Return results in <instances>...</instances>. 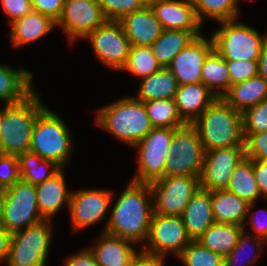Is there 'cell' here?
<instances>
[{
  "instance_id": "obj_35",
  "label": "cell",
  "mask_w": 267,
  "mask_h": 266,
  "mask_svg": "<svg viewBox=\"0 0 267 266\" xmlns=\"http://www.w3.org/2000/svg\"><path fill=\"white\" fill-rule=\"evenodd\" d=\"M161 68L150 46L131 45L126 65L122 70H128L135 76L144 78Z\"/></svg>"
},
{
  "instance_id": "obj_21",
  "label": "cell",
  "mask_w": 267,
  "mask_h": 266,
  "mask_svg": "<svg viewBox=\"0 0 267 266\" xmlns=\"http://www.w3.org/2000/svg\"><path fill=\"white\" fill-rule=\"evenodd\" d=\"M188 236L197 240L214 222L211 191L199 188L181 215Z\"/></svg>"
},
{
  "instance_id": "obj_30",
  "label": "cell",
  "mask_w": 267,
  "mask_h": 266,
  "mask_svg": "<svg viewBox=\"0 0 267 266\" xmlns=\"http://www.w3.org/2000/svg\"><path fill=\"white\" fill-rule=\"evenodd\" d=\"M196 35L190 31L164 29L162 34L150 46L157 62L167 68L173 58L183 50Z\"/></svg>"
},
{
  "instance_id": "obj_36",
  "label": "cell",
  "mask_w": 267,
  "mask_h": 266,
  "mask_svg": "<svg viewBox=\"0 0 267 266\" xmlns=\"http://www.w3.org/2000/svg\"><path fill=\"white\" fill-rule=\"evenodd\" d=\"M198 20L203 24L204 16L221 21L237 17L238 0H192Z\"/></svg>"
},
{
  "instance_id": "obj_31",
  "label": "cell",
  "mask_w": 267,
  "mask_h": 266,
  "mask_svg": "<svg viewBox=\"0 0 267 266\" xmlns=\"http://www.w3.org/2000/svg\"><path fill=\"white\" fill-rule=\"evenodd\" d=\"M201 77L202 83L218 98H222L230 89L231 80L226 61L215 49L205 58Z\"/></svg>"
},
{
  "instance_id": "obj_53",
  "label": "cell",
  "mask_w": 267,
  "mask_h": 266,
  "mask_svg": "<svg viewBox=\"0 0 267 266\" xmlns=\"http://www.w3.org/2000/svg\"><path fill=\"white\" fill-rule=\"evenodd\" d=\"M2 124H3V109L0 110V134L2 132Z\"/></svg>"
},
{
  "instance_id": "obj_3",
  "label": "cell",
  "mask_w": 267,
  "mask_h": 266,
  "mask_svg": "<svg viewBox=\"0 0 267 266\" xmlns=\"http://www.w3.org/2000/svg\"><path fill=\"white\" fill-rule=\"evenodd\" d=\"M96 124L131 146L154 128L144 102L133 97H125L102 107L97 113Z\"/></svg>"
},
{
  "instance_id": "obj_2",
  "label": "cell",
  "mask_w": 267,
  "mask_h": 266,
  "mask_svg": "<svg viewBox=\"0 0 267 266\" xmlns=\"http://www.w3.org/2000/svg\"><path fill=\"white\" fill-rule=\"evenodd\" d=\"M204 151L245 146L243 115L217 98L193 123Z\"/></svg>"
},
{
  "instance_id": "obj_33",
  "label": "cell",
  "mask_w": 267,
  "mask_h": 266,
  "mask_svg": "<svg viewBox=\"0 0 267 266\" xmlns=\"http://www.w3.org/2000/svg\"><path fill=\"white\" fill-rule=\"evenodd\" d=\"M225 190L237 195L249 204L255 203L261 194L253 171V159L245 157L236 166Z\"/></svg>"
},
{
  "instance_id": "obj_54",
  "label": "cell",
  "mask_w": 267,
  "mask_h": 266,
  "mask_svg": "<svg viewBox=\"0 0 267 266\" xmlns=\"http://www.w3.org/2000/svg\"><path fill=\"white\" fill-rule=\"evenodd\" d=\"M0 154H3L1 141H0Z\"/></svg>"
},
{
  "instance_id": "obj_44",
  "label": "cell",
  "mask_w": 267,
  "mask_h": 266,
  "mask_svg": "<svg viewBox=\"0 0 267 266\" xmlns=\"http://www.w3.org/2000/svg\"><path fill=\"white\" fill-rule=\"evenodd\" d=\"M64 3L65 0H35L32 9L50 17L57 23L61 17Z\"/></svg>"
},
{
  "instance_id": "obj_52",
  "label": "cell",
  "mask_w": 267,
  "mask_h": 266,
  "mask_svg": "<svg viewBox=\"0 0 267 266\" xmlns=\"http://www.w3.org/2000/svg\"><path fill=\"white\" fill-rule=\"evenodd\" d=\"M5 205H6V190L0 189V226L2 224Z\"/></svg>"
},
{
  "instance_id": "obj_24",
  "label": "cell",
  "mask_w": 267,
  "mask_h": 266,
  "mask_svg": "<svg viewBox=\"0 0 267 266\" xmlns=\"http://www.w3.org/2000/svg\"><path fill=\"white\" fill-rule=\"evenodd\" d=\"M211 203L215 222L236 224L244 227L247 213L254 203H247L227 190L211 191Z\"/></svg>"
},
{
  "instance_id": "obj_13",
  "label": "cell",
  "mask_w": 267,
  "mask_h": 266,
  "mask_svg": "<svg viewBox=\"0 0 267 266\" xmlns=\"http://www.w3.org/2000/svg\"><path fill=\"white\" fill-rule=\"evenodd\" d=\"M85 38L92 43L94 54L103 64L116 70L124 68L131 44L119 21L107 20Z\"/></svg>"
},
{
  "instance_id": "obj_26",
  "label": "cell",
  "mask_w": 267,
  "mask_h": 266,
  "mask_svg": "<svg viewBox=\"0 0 267 266\" xmlns=\"http://www.w3.org/2000/svg\"><path fill=\"white\" fill-rule=\"evenodd\" d=\"M222 98L243 114L249 108L267 99V82L260 75L252 77L244 82L231 85L229 91Z\"/></svg>"
},
{
  "instance_id": "obj_23",
  "label": "cell",
  "mask_w": 267,
  "mask_h": 266,
  "mask_svg": "<svg viewBox=\"0 0 267 266\" xmlns=\"http://www.w3.org/2000/svg\"><path fill=\"white\" fill-rule=\"evenodd\" d=\"M37 203L43 219H49L59 212L63 203L70 205L71 192L67 191L62 169L51 179L35 186Z\"/></svg>"
},
{
  "instance_id": "obj_20",
  "label": "cell",
  "mask_w": 267,
  "mask_h": 266,
  "mask_svg": "<svg viewBox=\"0 0 267 266\" xmlns=\"http://www.w3.org/2000/svg\"><path fill=\"white\" fill-rule=\"evenodd\" d=\"M99 243L89 249L99 266H132L140 256L132 242L105 231L101 233Z\"/></svg>"
},
{
  "instance_id": "obj_8",
  "label": "cell",
  "mask_w": 267,
  "mask_h": 266,
  "mask_svg": "<svg viewBox=\"0 0 267 266\" xmlns=\"http://www.w3.org/2000/svg\"><path fill=\"white\" fill-rule=\"evenodd\" d=\"M48 221V222H47ZM49 219L12 233L8 266H45L51 243Z\"/></svg>"
},
{
  "instance_id": "obj_25",
  "label": "cell",
  "mask_w": 267,
  "mask_h": 266,
  "mask_svg": "<svg viewBox=\"0 0 267 266\" xmlns=\"http://www.w3.org/2000/svg\"><path fill=\"white\" fill-rule=\"evenodd\" d=\"M56 26L50 17L32 10L27 15L11 23V41L19 47L37 41L48 34Z\"/></svg>"
},
{
  "instance_id": "obj_48",
  "label": "cell",
  "mask_w": 267,
  "mask_h": 266,
  "mask_svg": "<svg viewBox=\"0 0 267 266\" xmlns=\"http://www.w3.org/2000/svg\"><path fill=\"white\" fill-rule=\"evenodd\" d=\"M12 234L0 226V261H7Z\"/></svg>"
},
{
  "instance_id": "obj_22",
  "label": "cell",
  "mask_w": 267,
  "mask_h": 266,
  "mask_svg": "<svg viewBox=\"0 0 267 266\" xmlns=\"http://www.w3.org/2000/svg\"><path fill=\"white\" fill-rule=\"evenodd\" d=\"M218 97L203 83L178 85L174 101L179 115L192 124Z\"/></svg>"
},
{
  "instance_id": "obj_4",
  "label": "cell",
  "mask_w": 267,
  "mask_h": 266,
  "mask_svg": "<svg viewBox=\"0 0 267 266\" xmlns=\"http://www.w3.org/2000/svg\"><path fill=\"white\" fill-rule=\"evenodd\" d=\"M45 108L35 92L21 102L4 105L0 134L3 154L18 156L29 151L35 121Z\"/></svg>"
},
{
  "instance_id": "obj_38",
  "label": "cell",
  "mask_w": 267,
  "mask_h": 266,
  "mask_svg": "<svg viewBox=\"0 0 267 266\" xmlns=\"http://www.w3.org/2000/svg\"><path fill=\"white\" fill-rule=\"evenodd\" d=\"M97 2L107 20L115 21L148 5V0H97Z\"/></svg>"
},
{
  "instance_id": "obj_6",
  "label": "cell",
  "mask_w": 267,
  "mask_h": 266,
  "mask_svg": "<svg viewBox=\"0 0 267 266\" xmlns=\"http://www.w3.org/2000/svg\"><path fill=\"white\" fill-rule=\"evenodd\" d=\"M236 19L221 21L222 27L212 36L214 49L224 60H258L267 34L259 32Z\"/></svg>"
},
{
  "instance_id": "obj_12",
  "label": "cell",
  "mask_w": 267,
  "mask_h": 266,
  "mask_svg": "<svg viewBox=\"0 0 267 266\" xmlns=\"http://www.w3.org/2000/svg\"><path fill=\"white\" fill-rule=\"evenodd\" d=\"M151 187L154 213L181 216L191 197L200 188L196 176H164L149 184Z\"/></svg>"
},
{
  "instance_id": "obj_19",
  "label": "cell",
  "mask_w": 267,
  "mask_h": 266,
  "mask_svg": "<svg viewBox=\"0 0 267 266\" xmlns=\"http://www.w3.org/2000/svg\"><path fill=\"white\" fill-rule=\"evenodd\" d=\"M119 22L131 45L151 46L164 30L149 5L124 15Z\"/></svg>"
},
{
  "instance_id": "obj_37",
  "label": "cell",
  "mask_w": 267,
  "mask_h": 266,
  "mask_svg": "<svg viewBox=\"0 0 267 266\" xmlns=\"http://www.w3.org/2000/svg\"><path fill=\"white\" fill-rule=\"evenodd\" d=\"M185 266H224V257L192 240L178 255Z\"/></svg>"
},
{
  "instance_id": "obj_55",
  "label": "cell",
  "mask_w": 267,
  "mask_h": 266,
  "mask_svg": "<svg viewBox=\"0 0 267 266\" xmlns=\"http://www.w3.org/2000/svg\"><path fill=\"white\" fill-rule=\"evenodd\" d=\"M28 2L33 5V3L35 2V0H28Z\"/></svg>"
},
{
  "instance_id": "obj_50",
  "label": "cell",
  "mask_w": 267,
  "mask_h": 266,
  "mask_svg": "<svg viewBox=\"0 0 267 266\" xmlns=\"http://www.w3.org/2000/svg\"><path fill=\"white\" fill-rule=\"evenodd\" d=\"M259 75L267 82V38L264 40L258 59Z\"/></svg>"
},
{
  "instance_id": "obj_46",
  "label": "cell",
  "mask_w": 267,
  "mask_h": 266,
  "mask_svg": "<svg viewBox=\"0 0 267 266\" xmlns=\"http://www.w3.org/2000/svg\"><path fill=\"white\" fill-rule=\"evenodd\" d=\"M253 171L259 188V193L267 198V161L253 159Z\"/></svg>"
},
{
  "instance_id": "obj_15",
  "label": "cell",
  "mask_w": 267,
  "mask_h": 266,
  "mask_svg": "<svg viewBox=\"0 0 267 266\" xmlns=\"http://www.w3.org/2000/svg\"><path fill=\"white\" fill-rule=\"evenodd\" d=\"M107 21L97 0H65L63 11L56 25L62 26L70 42L85 38Z\"/></svg>"
},
{
  "instance_id": "obj_27",
  "label": "cell",
  "mask_w": 267,
  "mask_h": 266,
  "mask_svg": "<svg viewBox=\"0 0 267 266\" xmlns=\"http://www.w3.org/2000/svg\"><path fill=\"white\" fill-rule=\"evenodd\" d=\"M32 77L27 70H14L8 65H0V101L14 104L26 99L33 93Z\"/></svg>"
},
{
  "instance_id": "obj_9",
  "label": "cell",
  "mask_w": 267,
  "mask_h": 266,
  "mask_svg": "<svg viewBox=\"0 0 267 266\" xmlns=\"http://www.w3.org/2000/svg\"><path fill=\"white\" fill-rule=\"evenodd\" d=\"M177 128H153L134 147H139L137 175L131 180L136 183L150 184L164 177L170 143Z\"/></svg>"
},
{
  "instance_id": "obj_45",
  "label": "cell",
  "mask_w": 267,
  "mask_h": 266,
  "mask_svg": "<svg viewBox=\"0 0 267 266\" xmlns=\"http://www.w3.org/2000/svg\"><path fill=\"white\" fill-rule=\"evenodd\" d=\"M0 2H2L3 9L10 19H8L9 24L33 10L28 0H1Z\"/></svg>"
},
{
  "instance_id": "obj_51",
  "label": "cell",
  "mask_w": 267,
  "mask_h": 266,
  "mask_svg": "<svg viewBox=\"0 0 267 266\" xmlns=\"http://www.w3.org/2000/svg\"><path fill=\"white\" fill-rule=\"evenodd\" d=\"M260 211H263V210H260ZM265 211L267 212V210H265ZM252 220H251L252 226L254 228V231L257 234L256 238L257 237L261 238V239L265 240V243H267V218H265L263 223L260 222V219H257V220L256 219H252Z\"/></svg>"
},
{
  "instance_id": "obj_41",
  "label": "cell",
  "mask_w": 267,
  "mask_h": 266,
  "mask_svg": "<svg viewBox=\"0 0 267 266\" xmlns=\"http://www.w3.org/2000/svg\"><path fill=\"white\" fill-rule=\"evenodd\" d=\"M20 179L18 156L0 154V189L12 187Z\"/></svg>"
},
{
  "instance_id": "obj_40",
  "label": "cell",
  "mask_w": 267,
  "mask_h": 266,
  "mask_svg": "<svg viewBox=\"0 0 267 266\" xmlns=\"http://www.w3.org/2000/svg\"><path fill=\"white\" fill-rule=\"evenodd\" d=\"M231 85L244 82L259 75L258 60H225Z\"/></svg>"
},
{
  "instance_id": "obj_49",
  "label": "cell",
  "mask_w": 267,
  "mask_h": 266,
  "mask_svg": "<svg viewBox=\"0 0 267 266\" xmlns=\"http://www.w3.org/2000/svg\"><path fill=\"white\" fill-rule=\"evenodd\" d=\"M163 258L151 257L140 254L132 266H164Z\"/></svg>"
},
{
  "instance_id": "obj_14",
  "label": "cell",
  "mask_w": 267,
  "mask_h": 266,
  "mask_svg": "<svg viewBox=\"0 0 267 266\" xmlns=\"http://www.w3.org/2000/svg\"><path fill=\"white\" fill-rule=\"evenodd\" d=\"M246 157L245 146L205 152L200 187L209 191L225 190L236 166Z\"/></svg>"
},
{
  "instance_id": "obj_16",
  "label": "cell",
  "mask_w": 267,
  "mask_h": 266,
  "mask_svg": "<svg viewBox=\"0 0 267 266\" xmlns=\"http://www.w3.org/2000/svg\"><path fill=\"white\" fill-rule=\"evenodd\" d=\"M214 49V43L202 35L196 36L181 50L167 67L177 80L178 85L202 83L201 68L205 58Z\"/></svg>"
},
{
  "instance_id": "obj_17",
  "label": "cell",
  "mask_w": 267,
  "mask_h": 266,
  "mask_svg": "<svg viewBox=\"0 0 267 266\" xmlns=\"http://www.w3.org/2000/svg\"><path fill=\"white\" fill-rule=\"evenodd\" d=\"M112 195V191L102 189L71 191L69 208L74 229L79 230L104 219Z\"/></svg>"
},
{
  "instance_id": "obj_32",
  "label": "cell",
  "mask_w": 267,
  "mask_h": 266,
  "mask_svg": "<svg viewBox=\"0 0 267 266\" xmlns=\"http://www.w3.org/2000/svg\"><path fill=\"white\" fill-rule=\"evenodd\" d=\"M18 160L21 180L35 186L51 179L62 169L53 161L42 159L31 151L19 154Z\"/></svg>"
},
{
  "instance_id": "obj_1",
  "label": "cell",
  "mask_w": 267,
  "mask_h": 266,
  "mask_svg": "<svg viewBox=\"0 0 267 266\" xmlns=\"http://www.w3.org/2000/svg\"><path fill=\"white\" fill-rule=\"evenodd\" d=\"M150 200L153 195L149 184L130 181L117 199L104 231L133 243L146 241L154 213Z\"/></svg>"
},
{
  "instance_id": "obj_28",
  "label": "cell",
  "mask_w": 267,
  "mask_h": 266,
  "mask_svg": "<svg viewBox=\"0 0 267 266\" xmlns=\"http://www.w3.org/2000/svg\"><path fill=\"white\" fill-rule=\"evenodd\" d=\"M245 229L241 225L214 222L198 239L204 247L225 257Z\"/></svg>"
},
{
  "instance_id": "obj_7",
  "label": "cell",
  "mask_w": 267,
  "mask_h": 266,
  "mask_svg": "<svg viewBox=\"0 0 267 266\" xmlns=\"http://www.w3.org/2000/svg\"><path fill=\"white\" fill-rule=\"evenodd\" d=\"M164 176L200 177L205 151L192 124L177 128L170 143Z\"/></svg>"
},
{
  "instance_id": "obj_34",
  "label": "cell",
  "mask_w": 267,
  "mask_h": 266,
  "mask_svg": "<svg viewBox=\"0 0 267 266\" xmlns=\"http://www.w3.org/2000/svg\"><path fill=\"white\" fill-rule=\"evenodd\" d=\"M144 106L154 128H180L187 124L179 115L174 99L148 101Z\"/></svg>"
},
{
  "instance_id": "obj_11",
  "label": "cell",
  "mask_w": 267,
  "mask_h": 266,
  "mask_svg": "<svg viewBox=\"0 0 267 266\" xmlns=\"http://www.w3.org/2000/svg\"><path fill=\"white\" fill-rule=\"evenodd\" d=\"M6 190V205L1 226L7 231L15 233L30 225L43 220L37 203L35 185L17 181Z\"/></svg>"
},
{
  "instance_id": "obj_10",
  "label": "cell",
  "mask_w": 267,
  "mask_h": 266,
  "mask_svg": "<svg viewBox=\"0 0 267 266\" xmlns=\"http://www.w3.org/2000/svg\"><path fill=\"white\" fill-rule=\"evenodd\" d=\"M146 241L149 246L139 252L164 259L165 253L170 251L178 256L192 239L181 216L153 213Z\"/></svg>"
},
{
  "instance_id": "obj_29",
  "label": "cell",
  "mask_w": 267,
  "mask_h": 266,
  "mask_svg": "<svg viewBox=\"0 0 267 266\" xmlns=\"http://www.w3.org/2000/svg\"><path fill=\"white\" fill-rule=\"evenodd\" d=\"M141 79L142 81L135 99L143 102L174 99L178 83L168 68L162 67L154 74Z\"/></svg>"
},
{
  "instance_id": "obj_43",
  "label": "cell",
  "mask_w": 267,
  "mask_h": 266,
  "mask_svg": "<svg viewBox=\"0 0 267 266\" xmlns=\"http://www.w3.org/2000/svg\"><path fill=\"white\" fill-rule=\"evenodd\" d=\"M250 239H251V241L253 240V242L256 240V243L255 242L252 243L251 246H253L255 244L256 247L260 246L259 248L260 249L262 248L261 245L263 244V241H264L263 239L258 238V237H257V239L251 238L250 235L249 236L245 235V233L243 232L241 234V236L239 237V240H238L236 246L224 257V266H237L236 260L240 259V257H241L240 253L243 252L245 247H248L247 243L250 244L249 243ZM250 259L251 260L248 261V263L251 266V265L255 264L257 257L255 256V257H253V259L252 258H250Z\"/></svg>"
},
{
  "instance_id": "obj_42",
  "label": "cell",
  "mask_w": 267,
  "mask_h": 266,
  "mask_svg": "<svg viewBox=\"0 0 267 266\" xmlns=\"http://www.w3.org/2000/svg\"><path fill=\"white\" fill-rule=\"evenodd\" d=\"M243 135L245 138L246 157L259 161H267V131Z\"/></svg>"
},
{
  "instance_id": "obj_18",
  "label": "cell",
  "mask_w": 267,
  "mask_h": 266,
  "mask_svg": "<svg viewBox=\"0 0 267 266\" xmlns=\"http://www.w3.org/2000/svg\"><path fill=\"white\" fill-rule=\"evenodd\" d=\"M163 29L193 32L200 36L202 23L198 20L192 0H148Z\"/></svg>"
},
{
  "instance_id": "obj_39",
  "label": "cell",
  "mask_w": 267,
  "mask_h": 266,
  "mask_svg": "<svg viewBox=\"0 0 267 266\" xmlns=\"http://www.w3.org/2000/svg\"><path fill=\"white\" fill-rule=\"evenodd\" d=\"M243 134L267 131V99L249 108L243 114Z\"/></svg>"
},
{
  "instance_id": "obj_47",
  "label": "cell",
  "mask_w": 267,
  "mask_h": 266,
  "mask_svg": "<svg viewBox=\"0 0 267 266\" xmlns=\"http://www.w3.org/2000/svg\"><path fill=\"white\" fill-rule=\"evenodd\" d=\"M66 259L65 266H99L89 248Z\"/></svg>"
},
{
  "instance_id": "obj_5",
  "label": "cell",
  "mask_w": 267,
  "mask_h": 266,
  "mask_svg": "<svg viewBox=\"0 0 267 266\" xmlns=\"http://www.w3.org/2000/svg\"><path fill=\"white\" fill-rule=\"evenodd\" d=\"M65 125L58 115L45 108L35 121L29 151L61 168L65 166L72 149L70 132Z\"/></svg>"
}]
</instances>
